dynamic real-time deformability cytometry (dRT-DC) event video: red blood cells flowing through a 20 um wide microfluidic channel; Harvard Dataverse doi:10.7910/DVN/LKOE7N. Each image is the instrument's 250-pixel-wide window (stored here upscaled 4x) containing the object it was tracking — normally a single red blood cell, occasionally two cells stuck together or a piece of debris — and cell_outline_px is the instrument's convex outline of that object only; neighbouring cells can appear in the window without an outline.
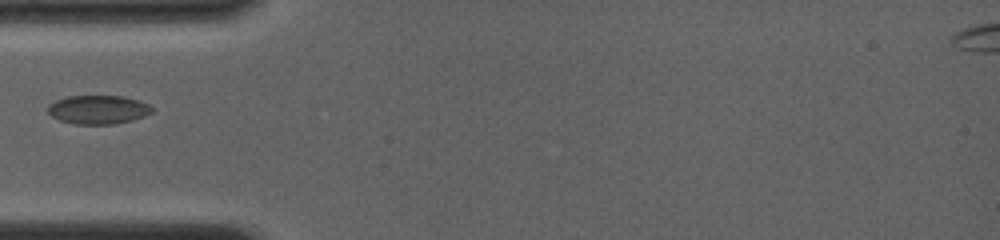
{"species": "common noctule bat (a hibernating species)", "species_latin": "Nyctalus noctula", "temperature_condition": "room temperature", "stored_images_in_passage": 8, "camera_frame_rate_fps": 4000, "um_per_image_px": 0.085, "animal": {"sex": "female", "body_mass_g": 19.0, "forearm_length_mm": 56.7}, "frame": {"image": 1, "passage_image": 1, "time_ms": 0.0, "image_size_px": [1000, 240], "cell_outline_px": [[152, 112], [144, 116], [132, 120], [116, 124], [72, 124], [60, 120], [52, 116], [48, 112], [48, 104], [56, 100], [68, 96], [120, 96], [136, 100], [148, 104], [152, 108]], "centroid_in_image_um": [8.31, 9.32], "position_along_channel_um": 76.7, "area_um2": 17.34}}
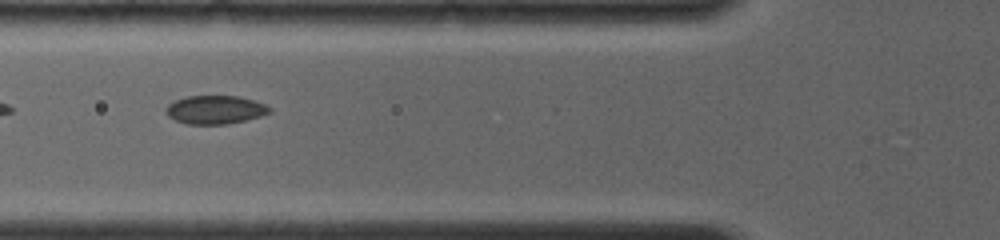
{"frame": {"image": 2, "passage_image": 3, "time_ms": 0.75, "image_size_px": [1000, 240], "cell_outline_px": [[272, 112], [260, 116], [228, 124], [188, 124], [176, 120], [168, 116], [164, 112], [164, 108], [168, 104], [176, 100], [188, 96], [236, 96], [252, 100], [264, 104], [272, 108]], "centroid_in_image_um": [18.27, 9.33], "position_along_channel_um": 107.5, "area_um2": 17.11}}
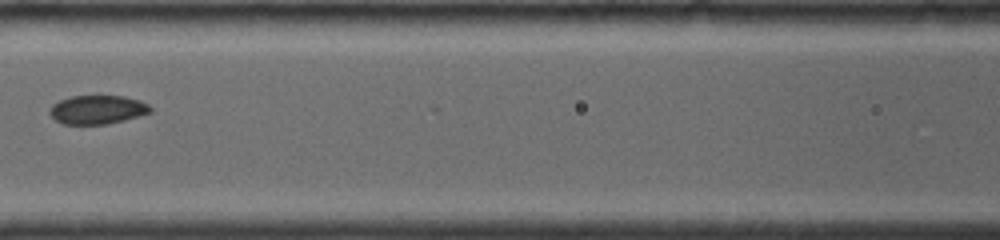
{"frame": {"image": 3, "passage_image": 6, "time_ms": 2.0, "image_size_px": [1000, 240], "cell_outline_px": [[152, 112], [140, 116], [108, 124], [64, 124], [56, 120], [48, 112], [52, 104], [60, 100], [72, 96], [124, 96], [140, 100], [148, 104], [152, 108]], "centroid_in_image_um": [8.3, 9.32], "position_along_channel_um": 158.3, "area_um2": 16.94}}